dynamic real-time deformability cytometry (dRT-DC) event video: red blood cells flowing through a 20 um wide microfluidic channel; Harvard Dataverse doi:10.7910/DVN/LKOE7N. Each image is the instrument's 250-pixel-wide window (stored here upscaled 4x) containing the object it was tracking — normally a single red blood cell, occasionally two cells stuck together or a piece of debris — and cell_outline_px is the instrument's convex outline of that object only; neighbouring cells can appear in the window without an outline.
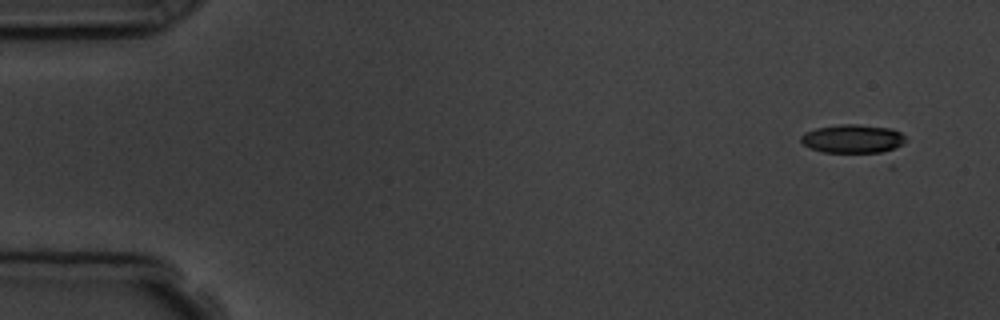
{"species": "common noctule bat (a hibernating species)", "species_latin": "Nyctalus noctula", "temperature_condition": "room temperature", "stored_images_in_passage": 5, "camera_frame_rate_fps": 3000, "um_per_image_px": 0.085, "animal": {"sex": "male", "body_mass_g": 19.5, "forearm_length_mm": 54.6}, "frame": {"image": 1, "passage_image": 1, "time_ms": 0.0, "image_size_px": [1000, 320], "cell_outline_px": [[908, 140], [892, 168], [888, 168], [824, 152], [812, 148], [804, 144], [800, 140], [800, 136], [804, 132], [816, 128], [840, 124], [856, 124], [892, 128], [900, 132]], "centroid_in_image_um": [72.94, 12.14], "position_along_channel_um": 12.1, "area_um2": 22.72}}
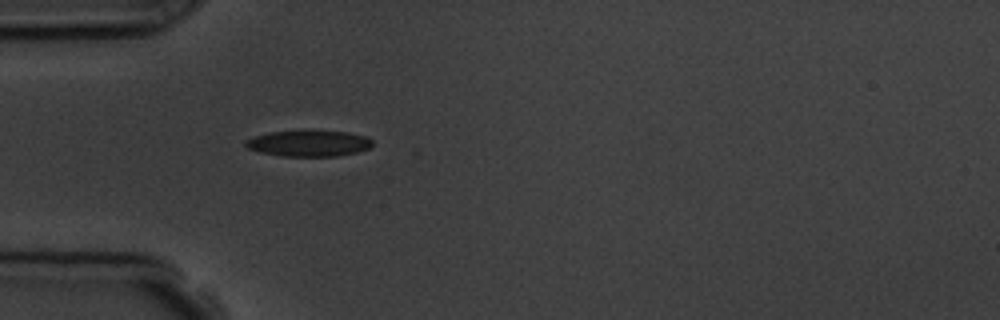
{"frame": {"image": 2, "passage_image": 5, "time_ms": 4.333, "image_size_px": [1000, 320], "cell_outline_px": [[372, 144], [368, 148], [356, 152], [336, 156], [284, 156], [260, 152], [248, 148], [244, 144], [244, 140], [268, 132], [300, 128], [312, 128], [348, 132], [368, 136], [372, 140]], "centroid_in_image_um": [26.24, 12.13], "position_along_channel_um": 58.8, "area_um2": 20.11}}